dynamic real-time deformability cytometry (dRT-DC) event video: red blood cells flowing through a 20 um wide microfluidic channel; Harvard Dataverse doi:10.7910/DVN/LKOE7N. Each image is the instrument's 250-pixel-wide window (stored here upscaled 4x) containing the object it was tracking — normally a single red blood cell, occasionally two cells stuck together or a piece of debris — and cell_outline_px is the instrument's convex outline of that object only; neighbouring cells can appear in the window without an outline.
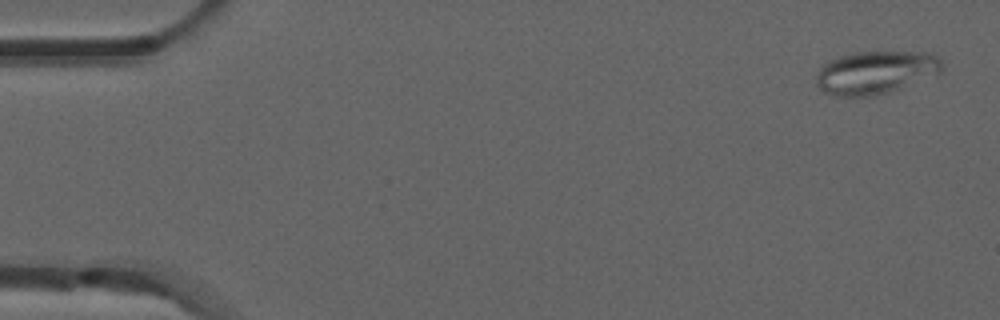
{"species": "common noctule bat (a hibernating species)", "species_latin": "Nyctalus noctula", "temperature_condition": "room temperature", "stored_images_in_passage": 4, "camera_frame_rate_fps": 3000, "um_per_image_px": 0.085, "animal": {"sex": "male", "forearm_length_mm": 52.5}, "frame": {"image": 1, "passage_image": 1, "time_ms": 0.0, "image_size_px": [1000, 320], "cell_outline_px": [[944, 64], [940, 72], [892, 92], [872, 96], [832, 96], [824, 92], [816, 84], [816, 76], [820, 68], [824, 64], [840, 56], [856, 52], [932, 52], [940, 56]], "centroid_in_image_um": [74.46, 6.16], "position_along_channel_um": 10.5, "area_um2": 31.67}}